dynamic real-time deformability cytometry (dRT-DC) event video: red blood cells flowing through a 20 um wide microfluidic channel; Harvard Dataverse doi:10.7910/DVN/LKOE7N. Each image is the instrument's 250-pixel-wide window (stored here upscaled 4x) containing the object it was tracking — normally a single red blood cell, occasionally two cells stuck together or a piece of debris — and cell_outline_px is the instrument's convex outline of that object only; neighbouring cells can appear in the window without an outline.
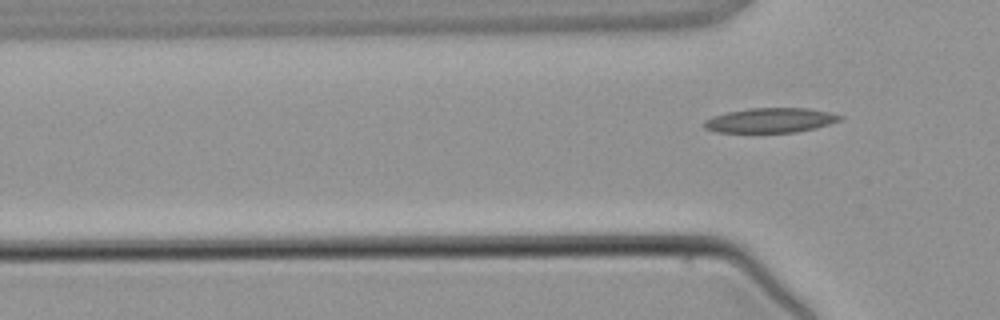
{"species": "common noctule bat (a hibernating species)", "species_latin": "Nyctalus noctula", "temperature_condition": "warm", "stored_images_in_passage": 5, "camera_frame_rate_fps": 3000, "um_per_image_px": 0.085, "animal": {"sex": "male", "body_mass_g": 21.5, "forearm_length_mm": 52.0}, "frame": {"image": 1, "passage_image": 5, "time_ms": 5.667, "image_size_px": [1000, 320], "cell_outline_px": [[844, 116], [840, 120], [816, 128], [796, 132], [716, 132], [704, 128], [704, 120], [712, 116], [728, 112], [748, 108], [808, 108], [828, 112]], "centroid_in_image_um": [65.47, 10.22], "position_along_channel_um": 60.3, "area_um2": 19.48}}